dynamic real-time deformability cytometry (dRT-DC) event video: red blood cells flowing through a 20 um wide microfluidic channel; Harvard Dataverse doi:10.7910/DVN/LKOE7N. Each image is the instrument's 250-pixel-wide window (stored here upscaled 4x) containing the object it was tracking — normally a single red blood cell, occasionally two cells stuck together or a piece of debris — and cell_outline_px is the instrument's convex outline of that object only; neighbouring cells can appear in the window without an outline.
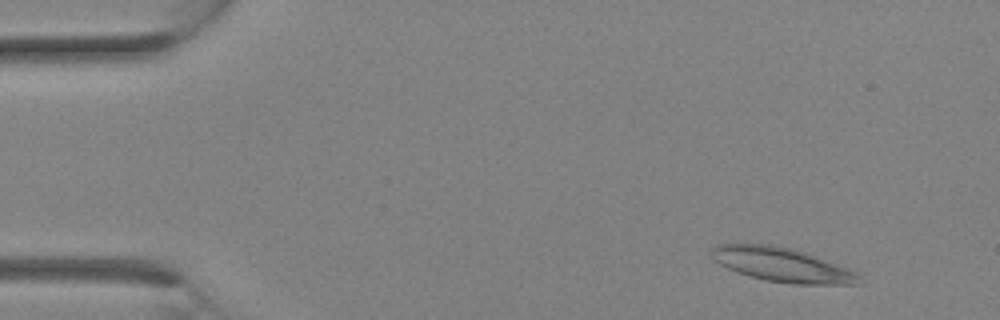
{"species": "Egyptian fruit bat (a non-hibernating species)", "species_latin": "Rousettus aegyptiacus", "temperature_condition": "room temperature", "stored_images_in_passage": 26, "camera_frame_rate_fps": 3000, "um_per_image_px": 0.085, "animal": {"sex": "female"}, "frame": {"image": 1, "passage_image": 2, "time_ms": 0.333, "image_size_px": [1000, 320], "cell_outline_px": [[864, 276], [860, 284], [792, 284], [764, 280], [736, 272], [720, 264], [712, 256], [712, 248], [716, 244], [772, 244], [804, 252], [816, 256], [848, 268]], "centroid_in_image_um": [66.52, 22.51], "position_along_channel_um": 18.5, "area_um2": 29.3}}
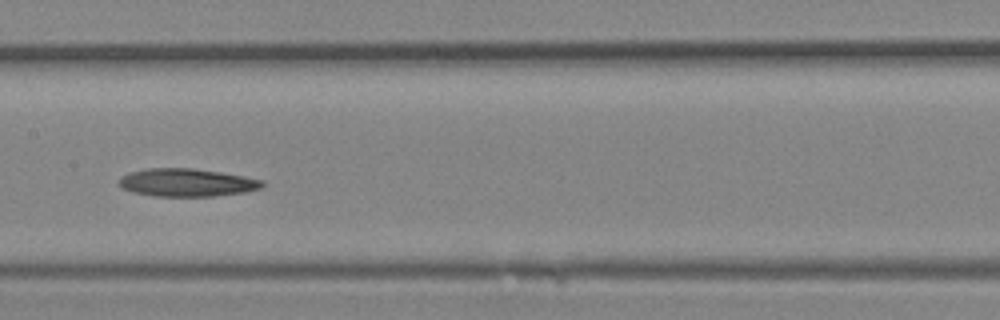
{"frame": {"image": 2, "passage_image": 13, "time_ms": 4.0, "image_size_px": [1000, 320], "cell_outline_px": [[264, 184], [260, 188], [244, 192], [212, 196], [156, 196], [132, 192], [124, 188], [120, 184], [120, 176], [128, 172], [148, 168], [192, 168], [220, 172], [244, 176], [264, 180]], "centroid_in_image_um": [15.87, 15.51], "position_along_channel_um": 191.5, "area_um2": 23.18}}
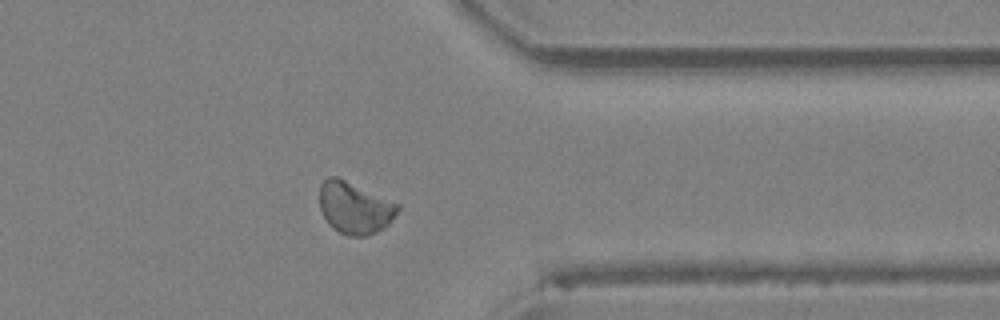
{"frame": {"image": 3, "passage_image": 21, "time_ms": 6.667, "image_size_px": [1000, 320], "cell_outline_px": [[400, 208], [388, 224], [384, 228], [376, 232], [364, 236], [348, 236], [332, 228], [328, 224], [320, 208], [320, 184], [328, 176], [336, 176], [400, 204]], "centroid_in_image_um": [30.14, 17.66], "position_along_channel_um": 381.3, "area_um2": 23.52}}